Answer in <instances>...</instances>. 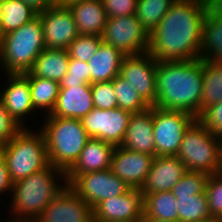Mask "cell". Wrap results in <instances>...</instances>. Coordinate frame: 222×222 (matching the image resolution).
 <instances>
[{
  "mask_svg": "<svg viewBox=\"0 0 222 222\" xmlns=\"http://www.w3.org/2000/svg\"><path fill=\"white\" fill-rule=\"evenodd\" d=\"M200 58L222 64V14L212 4L203 22Z\"/></svg>",
  "mask_w": 222,
  "mask_h": 222,
  "instance_id": "cell-24",
  "label": "cell"
},
{
  "mask_svg": "<svg viewBox=\"0 0 222 222\" xmlns=\"http://www.w3.org/2000/svg\"><path fill=\"white\" fill-rule=\"evenodd\" d=\"M25 75L29 79L34 109L36 111L41 109L50 114L59 95L60 83L51 79L33 76L30 72L25 73Z\"/></svg>",
  "mask_w": 222,
  "mask_h": 222,
  "instance_id": "cell-28",
  "label": "cell"
},
{
  "mask_svg": "<svg viewBox=\"0 0 222 222\" xmlns=\"http://www.w3.org/2000/svg\"><path fill=\"white\" fill-rule=\"evenodd\" d=\"M92 208L68 185L35 222H92Z\"/></svg>",
  "mask_w": 222,
  "mask_h": 222,
  "instance_id": "cell-14",
  "label": "cell"
},
{
  "mask_svg": "<svg viewBox=\"0 0 222 222\" xmlns=\"http://www.w3.org/2000/svg\"><path fill=\"white\" fill-rule=\"evenodd\" d=\"M148 219V222H173V221H165V220H160V219H154V218H149L146 217Z\"/></svg>",
  "mask_w": 222,
  "mask_h": 222,
  "instance_id": "cell-46",
  "label": "cell"
},
{
  "mask_svg": "<svg viewBox=\"0 0 222 222\" xmlns=\"http://www.w3.org/2000/svg\"><path fill=\"white\" fill-rule=\"evenodd\" d=\"M203 59L158 61L155 107L201 115Z\"/></svg>",
  "mask_w": 222,
  "mask_h": 222,
  "instance_id": "cell-2",
  "label": "cell"
},
{
  "mask_svg": "<svg viewBox=\"0 0 222 222\" xmlns=\"http://www.w3.org/2000/svg\"><path fill=\"white\" fill-rule=\"evenodd\" d=\"M38 16L41 19L46 48L67 50L79 35L73 15L67 6L54 4L38 12Z\"/></svg>",
  "mask_w": 222,
  "mask_h": 222,
  "instance_id": "cell-13",
  "label": "cell"
},
{
  "mask_svg": "<svg viewBox=\"0 0 222 222\" xmlns=\"http://www.w3.org/2000/svg\"><path fill=\"white\" fill-rule=\"evenodd\" d=\"M102 42L101 36L79 34L68 46L67 52L70 58L88 62Z\"/></svg>",
  "mask_w": 222,
  "mask_h": 222,
  "instance_id": "cell-34",
  "label": "cell"
},
{
  "mask_svg": "<svg viewBox=\"0 0 222 222\" xmlns=\"http://www.w3.org/2000/svg\"><path fill=\"white\" fill-rule=\"evenodd\" d=\"M22 128L8 143L2 145L9 178L12 183L45 169L49 165L43 132Z\"/></svg>",
  "mask_w": 222,
  "mask_h": 222,
  "instance_id": "cell-5",
  "label": "cell"
},
{
  "mask_svg": "<svg viewBox=\"0 0 222 222\" xmlns=\"http://www.w3.org/2000/svg\"><path fill=\"white\" fill-rule=\"evenodd\" d=\"M93 221L131 222L144 215L143 195L140 189L103 200L93 209Z\"/></svg>",
  "mask_w": 222,
  "mask_h": 222,
  "instance_id": "cell-15",
  "label": "cell"
},
{
  "mask_svg": "<svg viewBox=\"0 0 222 222\" xmlns=\"http://www.w3.org/2000/svg\"><path fill=\"white\" fill-rule=\"evenodd\" d=\"M90 84V69L87 62L70 58L66 75L60 82V88H69L74 85Z\"/></svg>",
  "mask_w": 222,
  "mask_h": 222,
  "instance_id": "cell-35",
  "label": "cell"
},
{
  "mask_svg": "<svg viewBox=\"0 0 222 222\" xmlns=\"http://www.w3.org/2000/svg\"><path fill=\"white\" fill-rule=\"evenodd\" d=\"M186 171L184 163L177 156H155L140 189L143 197L150 193L171 191Z\"/></svg>",
  "mask_w": 222,
  "mask_h": 222,
  "instance_id": "cell-18",
  "label": "cell"
},
{
  "mask_svg": "<svg viewBox=\"0 0 222 222\" xmlns=\"http://www.w3.org/2000/svg\"><path fill=\"white\" fill-rule=\"evenodd\" d=\"M197 119L184 111L165 110L153 106L156 156H176L185 132Z\"/></svg>",
  "mask_w": 222,
  "mask_h": 222,
  "instance_id": "cell-8",
  "label": "cell"
},
{
  "mask_svg": "<svg viewBox=\"0 0 222 222\" xmlns=\"http://www.w3.org/2000/svg\"><path fill=\"white\" fill-rule=\"evenodd\" d=\"M220 172L222 173V137L220 138Z\"/></svg>",
  "mask_w": 222,
  "mask_h": 222,
  "instance_id": "cell-45",
  "label": "cell"
},
{
  "mask_svg": "<svg viewBox=\"0 0 222 222\" xmlns=\"http://www.w3.org/2000/svg\"><path fill=\"white\" fill-rule=\"evenodd\" d=\"M208 178L207 173L187 170L183 177L172 187L171 192L175 198L205 193Z\"/></svg>",
  "mask_w": 222,
  "mask_h": 222,
  "instance_id": "cell-33",
  "label": "cell"
},
{
  "mask_svg": "<svg viewBox=\"0 0 222 222\" xmlns=\"http://www.w3.org/2000/svg\"><path fill=\"white\" fill-rule=\"evenodd\" d=\"M28 5L32 6L36 11H44L48 7L54 5L53 0H23Z\"/></svg>",
  "mask_w": 222,
  "mask_h": 222,
  "instance_id": "cell-42",
  "label": "cell"
},
{
  "mask_svg": "<svg viewBox=\"0 0 222 222\" xmlns=\"http://www.w3.org/2000/svg\"><path fill=\"white\" fill-rule=\"evenodd\" d=\"M131 222H148V219L143 215L142 217L135 219L134 221Z\"/></svg>",
  "mask_w": 222,
  "mask_h": 222,
  "instance_id": "cell-47",
  "label": "cell"
},
{
  "mask_svg": "<svg viewBox=\"0 0 222 222\" xmlns=\"http://www.w3.org/2000/svg\"><path fill=\"white\" fill-rule=\"evenodd\" d=\"M176 198L171 191L155 192L143 197L144 216L179 222Z\"/></svg>",
  "mask_w": 222,
  "mask_h": 222,
  "instance_id": "cell-27",
  "label": "cell"
},
{
  "mask_svg": "<svg viewBox=\"0 0 222 222\" xmlns=\"http://www.w3.org/2000/svg\"><path fill=\"white\" fill-rule=\"evenodd\" d=\"M93 104L98 109L118 108L117 96L112 81L91 84Z\"/></svg>",
  "mask_w": 222,
  "mask_h": 222,
  "instance_id": "cell-37",
  "label": "cell"
},
{
  "mask_svg": "<svg viewBox=\"0 0 222 222\" xmlns=\"http://www.w3.org/2000/svg\"><path fill=\"white\" fill-rule=\"evenodd\" d=\"M155 156L115 146L110 169L130 188L141 189Z\"/></svg>",
  "mask_w": 222,
  "mask_h": 222,
  "instance_id": "cell-16",
  "label": "cell"
},
{
  "mask_svg": "<svg viewBox=\"0 0 222 222\" xmlns=\"http://www.w3.org/2000/svg\"><path fill=\"white\" fill-rule=\"evenodd\" d=\"M12 182L9 178L7 165L5 159L0 155V195L11 194Z\"/></svg>",
  "mask_w": 222,
  "mask_h": 222,
  "instance_id": "cell-41",
  "label": "cell"
},
{
  "mask_svg": "<svg viewBox=\"0 0 222 222\" xmlns=\"http://www.w3.org/2000/svg\"><path fill=\"white\" fill-rule=\"evenodd\" d=\"M131 114L121 108L108 110L94 107L81 118V122L90 138L120 146L124 140Z\"/></svg>",
  "mask_w": 222,
  "mask_h": 222,
  "instance_id": "cell-11",
  "label": "cell"
},
{
  "mask_svg": "<svg viewBox=\"0 0 222 222\" xmlns=\"http://www.w3.org/2000/svg\"><path fill=\"white\" fill-rule=\"evenodd\" d=\"M209 211L217 220L222 215V173L209 175L206 183Z\"/></svg>",
  "mask_w": 222,
  "mask_h": 222,
  "instance_id": "cell-36",
  "label": "cell"
},
{
  "mask_svg": "<svg viewBox=\"0 0 222 222\" xmlns=\"http://www.w3.org/2000/svg\"><path fill=\"white\" fill-rule=\"evenodd\" d=\"M198 120L213 134L222 137V102L207 107Z\"/></svg>",
  "mask_w": 222,
  "mask_h": 222,
  "instance_id": "cell-38",
  "label": "cell"
},
{
  "mask_svg": "<svg viewBox=\"0 0 222 222\" xmlns=\"http://www.w3.org/2000/svg\"><path fill=\"white\" fill-rule=\"evenodd\" d=\"M126 55L111 45L102 42L97 52L88 60L90 84L112 81L119 75Z\"/></svg>",
  "mask_w": 222,
  "mask_h": 222,
  "instance_id": "cell-23",
  "label": "cell"
},
{
  "mask_svg": "<svg viewBox=\"0 0 222 222\" xmlns=\"http://www.w3.org/2000/svg\"><path fill=\"white\" fill-rule=\"evenodd\" d=\"M130 151L156 156L153 134V107L132 113L122 144Z\"/></svg>",
  "mask_w": 222,
  "mask_h": 222,
  "instance_id": "cell-19",
  "label": "cell"
},
{
  "mask_svg": "<svg viewBox=\"0 0 222 222\" xmlns=\"http://www.w3.org/2000/svg\"><path fill=\"white\" fill-rule=\"evenodd\" d=\"M112 83L117 96L118 108L131 113H138L150 107L140 97L136 89L119 75L112 80Z\"/></svg>",
  "mask_w": 222,
  "mask_h": 222,
  "instance_id": "cell-32",
  "label": "cell"
},
{
  "mask_svg": "<svg viewBox=\"0 0 222 222\" xmlns=\"http://www.w3.org/2000/svg\"><path fill=\"white\" fill-rule=\"evenodd\" d=\"M210 2L222 14V0H210Z\"/></svg>",
  "mask_w": 222,
  "mask_h": 222,
  "instance_id": "cell-43",
  "label": "cell"
},
{
  "mask_svg": "<svg viewBox=\"0 0 222 222\" xmlns=\"http://www.w3.org/2000/svg\"><path fill=\"white\" fill-rule=\"evenodd\" d=\"M69 59V54L65 49L45 48L34 61L29 72L33 76L60 83L67 73Z\"/></svg>",
  "mask_w": 222,
  "mask_h": 222,
  "instance_id": "cell-25",
  "label": "cell"
},
{
  "mask_svg": "<svg viewBox=\"0 0 222 222\" xmlns=\"http://www.w3.org/2000/svg\"><path fill=\"white\" fill-rule=\"evenodd\" d=\"M37 16L38 11L23 0H4L0 5V37L20 28Z\"/></svg>",
  "mask_w": 222,
  "mask_h": 222,
  "instance_id": "cell-26",
  "label": "cell"
},
{
  "mask_svg": "<svg viewBox=\"0 0 222 222\" xmlns=\"http://www.w3.org/2000/svg\"><path fill=\"white\" fill-rule=\"evenodd\" d=\"M138 0H101L108 18L136 14Z\"/></svg>",
  "mask_w": 222,
  "mask_h": 222,
  "instance_id": "cell-40",
  "label": "cell"
},
{
  "mask_svg": "<svg viewBox=\"0 0 222 222\" xmlns=\"http://www.w3.org/2000/svg\"><path fill=\"white\" fill-rule=\"evenodd\" d=\"M79 34L101 36L108 16L101 0H79L67 5Z\"/></svg>",
  "mask_w": 222,
  "mask_h": 222,
  "instance_id": "cell-21",
  "label": "cell"
},
{
  "mask_svg": "<svg viewBox=\"0 0 222 222\" xmlns=\"http://www.w3.org/2000/svg\"><path fill=\"white\" fill-rule=\"evenodd\" d=\"M5 74H25L46 48L39 16L20 28L0 37Z\"/></svg>",
  "mask_w": 222,
  "mask_h": 222,
  "instance_id": "cell-6",
  "label": "cell"
},
{
  "mask_svg": "<svg viewBox=\"0 0 222 222\" xmlns=\"http://www.w3.org/2000/svg\"><path fill=\"white\" fill-rule=\"evenodd\" d=\"M40 127L46 139L49 164L67 172L90 139L80 119L45 117Z\"/></svg>",
  "mask_w": 222,
  "mask_h": 222,
  "instance_id": "cell-4",
  "label": "cell"
},
{
  "mask_svg": "<svg viewBox=\"0 0 222 222\" xmlns=\"http://www.w3.org/2000/svg\"><path fill=\"white\" fill-rule=\"evenodd\" d=\"M115 146L96 138H90L78 160L66 174H85L110 169Z\"/></svg>",
  "mask_w": 222,
  "mask_h": 222,
  "instance_id": "cell-22",
  "label": "cell"
},
{
  "mask_svg": "<svg viewBox=\"0 0 222 222\" xmlns=\"http://www.w3.org/2000/svg\"><path fill=\"white\" fill-rule=\"evenodd\" d=\"M210 0H176L149 35L147 52L157 61L200 58L203 22Z\"/></svg>",
  "mask_w": 222,
  "mask_h": 222,
  "instance_id": "cell-1",
  "label": "cell"
},
{
  "mask_svg": "<svg viewBox=\"0 0 222 222\" xmlns=\"http://www.w3.org/2000/svg\"><path fill=\"white\" fill-rule=\"evenodd\" d=\"M5 222H7V221H5ZM8 222H28V221H11L8 219ZM32 222H35V221H32Z\"/></svg>",
  "mask_w": 222,
  "mask_h": 222,
  "instance_id": "cell-49",
  "label": "cell"
},
{
  "mask_svg": "<svg viewBox=\"0 0 222 222\" xmlns=\"http://www.w3.org/2000/svg\"><path fill=\"white\" fill-rule=\"evenodd\" d=\"M5 75L7 80L4 81H8L7 86L0 93L4 107L22 128H26L25 118L27 119V115L31 113L33 116V112H36L32 105L29 79L25 74Z\"/></svg>",
  "mask_w": 222,
  "mask_h": 222,
  "instance_id": "cell-17",
  "label": "cell"
},
{
  "mask_svg": "<svg viewBox=\"0 0 222 222\" xmlns=\"http://www.w3.org/2000/svg\"><path fill=\"white\" fill-rule=\"evenodd\" d=\"M176 0H138L136 16L150 34Z\"/></svg>",
  "mask_w": 222,
  "mask_h": 222,
  "instance_id": "cell-31",
  "label": "cell"
},
{
  "mask_svg": "<svg viewBox=\"0 0 222 222\" xmlns=\"http://www.w3.org/2000/svg\"><path fill=\"white\" fill-rule=\"evenodd\" d=\"M149 35L136 14H131L108 18L101 37L104 43L127 56L146 53Z\"/></svg>",
  "mask_w": 222,
  "mask_h": 222,
  "instance_id": "cell-10",
  "label": "cell"
},
{
  "mask_svg": "<svg viewBox=\"0 0 222 222\" xmlns=\"http://www.w3.org/2000/svg\"><path fill=\"white\" fill-rule=\"evenodd\" d=\"M186 170L212 175L220 172V137L198 119L188 128L176 155Z\"/></svg>",
  "mask_w": 222,
  "mask_h": 222,
  "instance_id": "cell-7",
  "label": "cell"
},
{
  "mask_svg": "<svg viewBox=\"0 0 222 222\" xmlns=\"http://www.w3.org/2000/svg\"><path fill=\"white\" fill-rule=\"evenodd\" d=\"M201 114L212 104L222 102V64L203 59Z\"/></svg>",
  "mask_w": 222,
  "mask_h": 222,
  "instance_id": "cell-30",
  "label": "cell"
},
{
  "mask_svg": "<svg viewBox=\"0 0 222 222\" xmlns=\"http://www.w3.org/2000/svg\"><path fill=\"white\" fill-rule=\"evenodd\" d=\"M54 4L56 5H62V6H67L68 4L79 1V0H53Z\"/></svg>",
  "mask_w": 222,
  "mask_h": 222,
  "instance_id": "cell-44",
  "label": "cell"
},
{
  "mask_svg": "<svg viewBox=\"0 0 222 222\" xmlns=\"http://www.w3.org/2000/svg\"><path fill=\"white\" fill-rule=\"evenodd\" d=\"M72 188L92 209L101 201L122 195L131 188L111 169L85 174H66Z\"/></svg>",
  "mask_w": 222,
  "mask_h": 222,
  "instance_id": "cell-9",
  "label": "cell"
},
{
  "mask_svg": "<svg viewBox=\"0 0 222 222\" xmlns=\"http://www.w3.org/2000/svg\"><path fill=\"white\" fill-rule=\"evenodd\" d=\"M179 212V222L216 221L208 206L207 194L185 195L176 198Z\"/></svg>",
  "mask_w": 222,
  "mask_h": 222,
  "instance_id": "cell-29",
  "label": "cell"
},
{
  "mask_svg": "<svg viewBox=\"0 0 222 222\" xmlns=\"http://www.w3.org/2000/svg\"><path fill=\"white\" fill-rule=\"evenodd\" d=\"M21 129L22 127L5 109L3 99L0 96V144L8 143Z\"/></svg>",
  "mask_w": 222,
  "mask_h": 222,
  "instance_id": "cell-39",
  "label": "cell"
},
{
  "mask_svg": "<svg viewBox=\"0 0 222 222\" xmlns=\"http://www.w3.org/2000/svg\"><path fill=\"white\" fill-rule=\"evenodd\" d=\"M94 108L91 84L60 88L55 106L46 116L80 119Z\"/></svg>",
  "mask_w": 222,
  "mask_h": 222,
  "instance_id": "cell-20",
  "label": "cell"
},
{
  "mask_svg": "<svg viewBox=\"0 0 222 222\" xmlns=\"http://www.w3.org/2000/svg\"><path fill=\"white\" fill-rule=\"evenodd\" d=\"M67 185L66 172L51 164L39 172L12 183V194L10 195L12 202L9 211L13 215L10 220L36 221L44 208Z\"/></svg>",
  "mask_w": 222,
  "mask_h": 222,
  "instance_id": "cell-3",
  "label": "cell"
},
{
  "mask_svg": "<svg viewBox=\"0 0 222 222\" xmlns=\"http://www.w3.org/2000/svg\"><path fill=\"white\" fill-rule=\"evenodd\" d=\"M216 222H222V215L216 220Z\"/></svg>",
  "mask_w": 222,
  "mask_h": 222,
  "instance_id": "cell-50",
  "label": "cell"
},
{
  "mask_svg": "<svg viewBox=\"0 0 222 222\" xmlns=\"http://www.w3.org/2000/svg\"><path fill=\"white\" fill-rule=\"evenodd\" d=\"M157 63L148 52L124 57L119 76L136 89L140 97L153 107L157 98Z\"/></svg>",
  "mask_w": 222,
  "mask_h": 222,
  "instance_id": "cell-12",
  "label": "cell"
},
{
  "mask_svg": "<svg viewBox=\"0 0 222 222\" xmlns=\"http://www.w3.org/2000/svg\"><path fill=\"white\" fill-rule=\"evenodd\" d=\"M1 66H3V62H2L1 40H0V68L4 72V69H2L3 67Z\"/></svg>",
  "mask_w": 222,
  "mask_h": 222,
  "instance_id": "cell-48",
  "label": "cell"
}]
</instances>
